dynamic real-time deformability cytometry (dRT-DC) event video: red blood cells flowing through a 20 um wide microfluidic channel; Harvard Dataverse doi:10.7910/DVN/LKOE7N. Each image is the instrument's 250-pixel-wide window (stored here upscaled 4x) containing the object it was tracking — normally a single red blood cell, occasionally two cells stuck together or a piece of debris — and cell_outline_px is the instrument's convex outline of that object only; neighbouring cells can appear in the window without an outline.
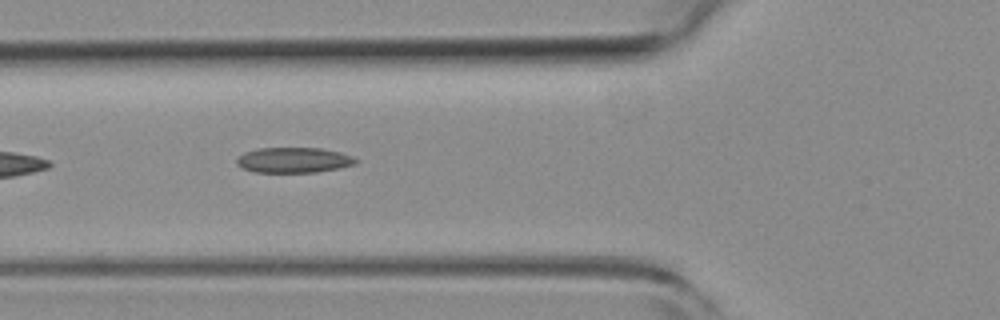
{"species": "common noctule bat (a hibernating species)", "species_latin": "Nyctalus noctula", "temperature_condition": "room temperature", "stored_images_in_passage": 22, "camera_frame_rate_fps": 3000, "um_per_image_px": 0.085, "animal": {"sex": "female", "body_mass_g": 19.3, "forearm_length_mm": 54.1}, "frame": {"image": 1, "passage_image": 3, "time_ms": 0.667, "image_size_px": [1000, 320], "cell_outline_px": [[360, 160], [356, 164], [340, 168], [316, 172], [252, 172], [236, 164], [236, 160], [244, 152], [256, 148], [320, 148], [340, 152], [352, 156]], "centroid_in_image_um": [24.99, 13.6], "position_along_channel_um": 100.8, "area_um2": 17.69}}
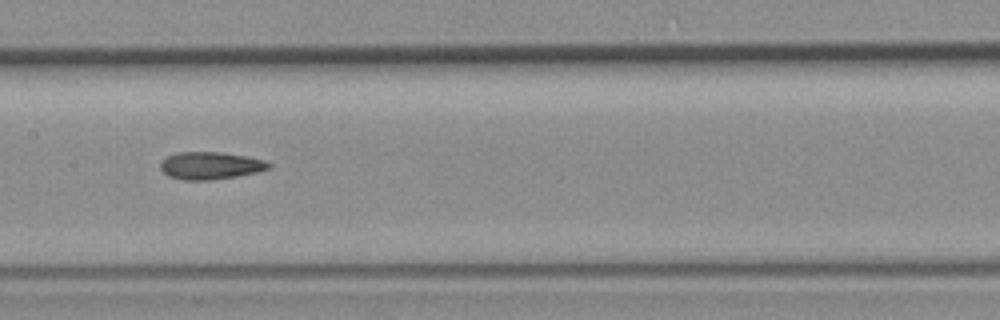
{"frame": {"image": 2, "passage_image": 10, "time_ms": 3.0, "image_size_px": [1000, 320], "cell_outline_px": [[272, 168], [256, 172], [236, 176], [212, 180], [180, 180], [168, 176], [160, 168], [160, 164], [168, 156], [180, 152], [220, 152], [248, 156], [264, 160], [272, 164]], "centroid_in_image_um": [17.91, 14.08], "position_along_channel_um": 189.5, "area_um2": 17.34}}
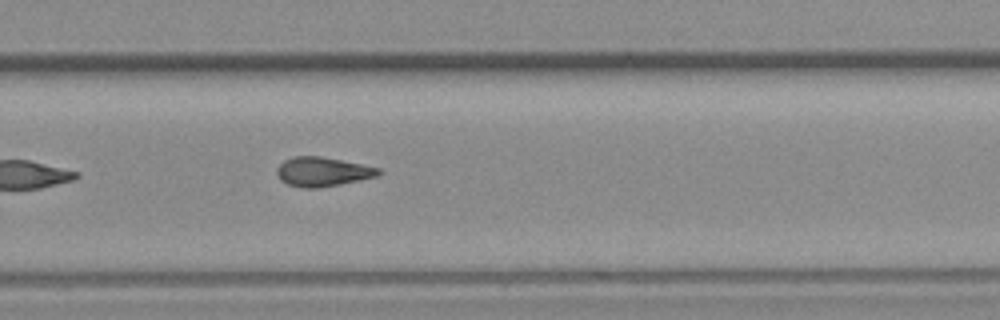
{"frame": {"image": 3, "passage_image": 19, "time_ms": 6.0, "image_size_px": [1000, 320], "cell_outline_px": [[384, 172], [376, 176], [340, 184], [320, 188], [300, 188], [288, 184], [280, 180], [276, 172], [276, 168], [284, 160], [292, 156], [320, 156], [380, 168]], "centroid_in_image_um": [27.38, 14.6], "position_along_channel_um": 302.4, "area_um2": 17.34}}